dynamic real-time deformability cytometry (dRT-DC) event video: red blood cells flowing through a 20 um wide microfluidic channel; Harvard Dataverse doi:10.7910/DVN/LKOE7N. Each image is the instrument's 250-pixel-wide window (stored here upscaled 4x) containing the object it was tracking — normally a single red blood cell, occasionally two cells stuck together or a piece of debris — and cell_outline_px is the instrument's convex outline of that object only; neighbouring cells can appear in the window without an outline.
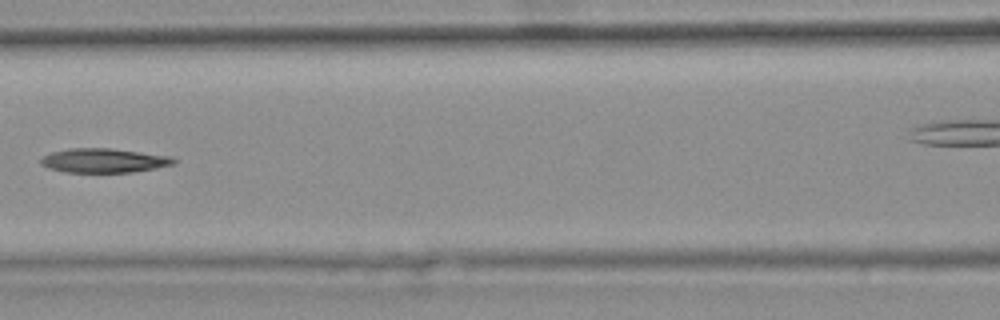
{"species": "common noctule bat (a hibernating species)", "species_latin": "Nyctalus noctula", "temperature_condition": "warm", "stored_images_in_passage": 7, "camera_frame_rate_fps": 3000, "um_per_image_px": 0.085, "animal": {"sex": "female", "body_mass_g": 25.1}, "frame": {"image": 1, "passage_image": 5, "time_ms": 1.333, "image_size_px": [1000, 320], "cell_outline_px": [[176, 164], [156, 168], [132, 172], [64, 172], [48, 168], [40, 164], [40, 160], [44, 156], [52, 152], [68, 148], [112, 148], [172, 156], [176, 160]], "centroid_in_image_um": [8.85, 13.64], "position_along_channel_um": 157.8, "area_um2": 18.9}}